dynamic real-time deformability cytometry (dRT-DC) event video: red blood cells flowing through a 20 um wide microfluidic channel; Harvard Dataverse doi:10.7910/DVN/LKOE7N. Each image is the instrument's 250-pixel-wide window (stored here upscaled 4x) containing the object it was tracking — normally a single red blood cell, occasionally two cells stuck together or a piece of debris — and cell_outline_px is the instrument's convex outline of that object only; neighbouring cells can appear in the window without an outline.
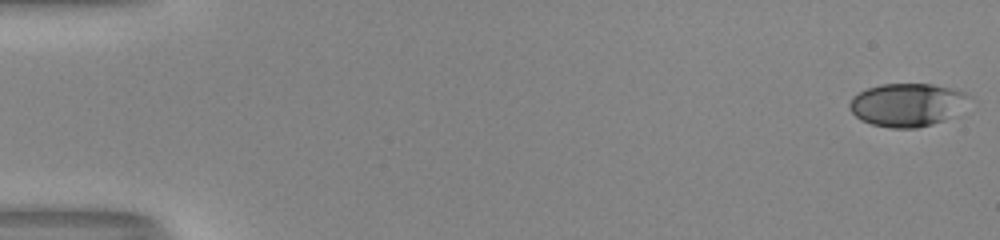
{"species": "human", "species_latin": "Homo sapiens", "temperature_condition": "room temperature", "stored_images_in_passage": 53, "camera_frame_rate_fps": 3000, "um_per_image_px": 0.085, "donor": {"sex": "male"}, "frame": {"image": 1, "passage_image": 1, "time_ms": 0.0, "image_size_px": [1000, 240], "cell_outline_px": [[972, 96], [944, 120], [932, 124], [916, 128], [892, 128], [872, 124], [860, 120], [848, 108], [848, 104], [852, 96], [868, 88], [880, 84], [932, 84], [952, 88], [968, 92]], "centroid_in_image_um": [77.05, 8.89], "position_along_channel_um": 7.9, "area_um2": 29.77}}
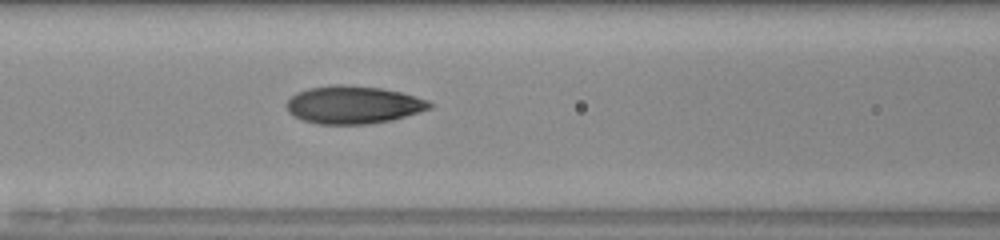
{"frame": {"image": 2, "passage_image": 24, "time_ms": 7.667, "image_size_px": [1000, 240], "cell_outline_px": [[436, 104], [432, 108], [392, 120], [368, 124], [316, 124], [304, 120], [288, 112], [288, 100], [296, 92], [308, 88], [332, 84], [340, 84], [380, 88], [400, 92], [416, 96], [428, 100]], "centroid_in_image_um": [30.07, 8.9], "position_along_channel_um": 136.5, "area_um2": 31.5}}
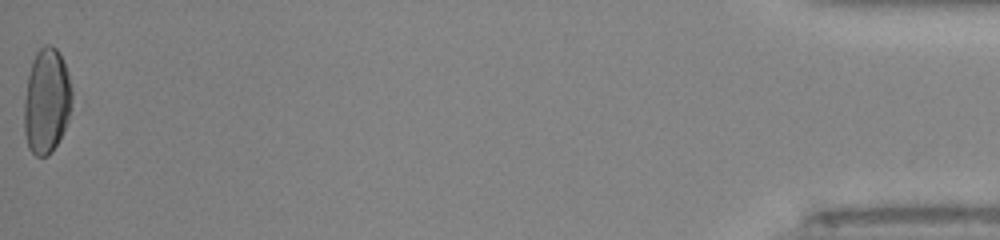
{"frame": {"image": 3, "passage_image": 53, "time_ms": 17.333, "image_size_px": [1000, 240], "cell_outline_px": [[72, 96], [68, 120], [52, 152], [48, 156], [36, 156], [28, 148], [24, 132], [24, 100], [28, 76], [32, 60], [36, 52], [44, 44], [48, 44], [56, 48], [60, 52], [68, 72], [72, 92]], "centroid_in_image_um": [3.95, 8.57], "position_along_channel_um": 431.3, "area_um2": 29.42}, "authors_computed_cell_mechanics": {"area_um2": 30.345, "velocity_mm_per_s": 4.0679, "shape_relaxation_time_tau1_ms": 7.2025, "shape_relaxation_time_tau2_ms": 1.1071, "deformation_change_tau1": 0.2258, "deformation_change_tau2": 0.0701}}